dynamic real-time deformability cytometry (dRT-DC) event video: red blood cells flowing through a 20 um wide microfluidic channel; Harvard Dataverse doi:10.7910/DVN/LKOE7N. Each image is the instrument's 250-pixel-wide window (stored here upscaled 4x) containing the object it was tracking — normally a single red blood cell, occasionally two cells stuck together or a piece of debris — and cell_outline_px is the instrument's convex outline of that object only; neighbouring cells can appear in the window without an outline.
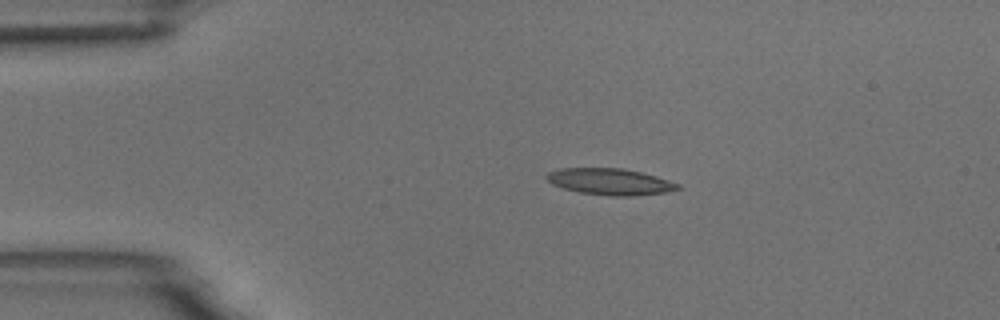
{"species": "common noctule bat (a hibernating species)", "species_latin": "Nyctalus noctula", "temperature_condition": "room temperature", "stored_images_in_passage": 3, "camera_frame_rate_fps": 3000, "um_per_image_px": 0.085, "animal": {"sex": "male", "body_mass_g": 18.8}, "frame": {"image": 1, "passage_image": 2, "time_ms": 2.0, "image_size_px": [1000, 320], "cell_outline_px": [[680, 188], [664, 192], [632, 196], [612, 196], [580, 192], [564, 188], [552, 184], [544, 176], [548, 172], [560, 168], [624, 168], [656, 176], [680, 184]], "centroid_in_image_um": [51.83, 15.43], "position_along_channel_um": 33.2, "area_um2": 20.06}}